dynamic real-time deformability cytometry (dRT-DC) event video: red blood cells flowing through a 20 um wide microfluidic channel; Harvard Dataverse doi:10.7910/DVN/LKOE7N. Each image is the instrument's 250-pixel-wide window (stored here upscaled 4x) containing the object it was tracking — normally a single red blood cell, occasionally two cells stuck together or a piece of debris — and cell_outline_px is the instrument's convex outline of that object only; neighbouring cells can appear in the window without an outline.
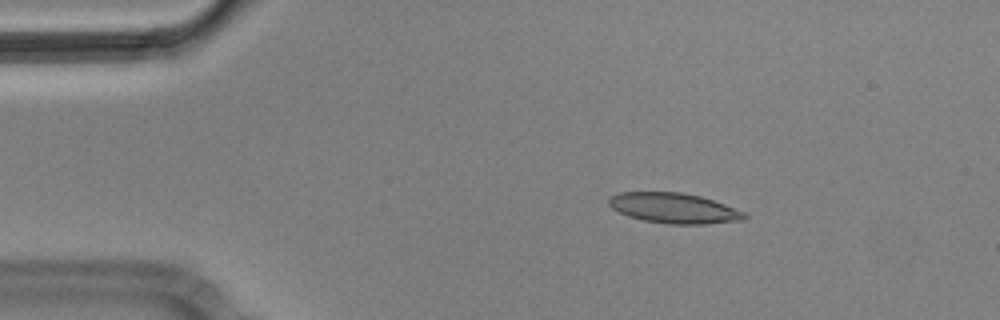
{"species": "Egyptian fruit bat (a non-hibernating species)", "species_latin": "Rousettus aegyptiacus", "temperature_condition": "cold", "stored_images_in_passage": 5, "camera_frame_rate_fps": 3000, "um_per_image_px": 0.085, "animal": {"sex": "male"}, "frame": {"image": 1, "passage_image": 3, "time_ms": 0.667, "image_size_px": [1000, 320], "cell_outline_px": [[748, 216], [744, 220], [704, 224], [668, 224], [644, 220], [628, 216], [612, 208], [608, 204], [608, 196], [620, 192], [680, 192], [700, 196], [748, 212]], "centroid_in_image_um": [57.3, 17.69], "position_along_channel_um": 27.7, "area_um2": 24.04}}
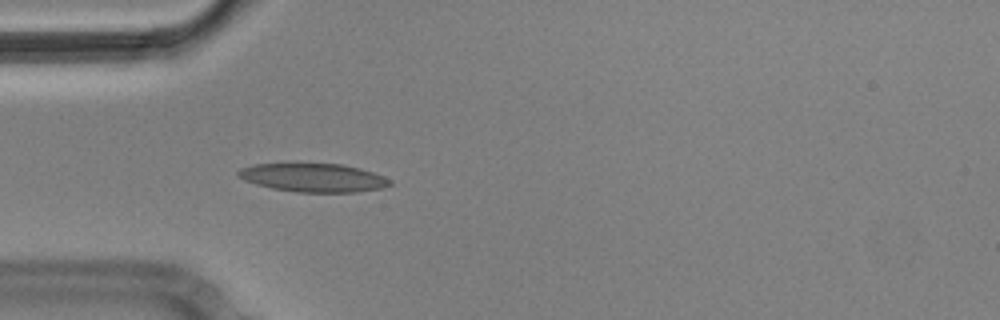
{"frame": {"image": 2, "passage_image": 5, "time_ms": 1.333, "image_size_px": [1000, 320], "cell_outline_px": [[392, 184], [380, 188], [356, 192], [296, 192], [272, 188], [256, 184], [244, 180], [236, 176], [236, 172], [240, 168], [256, 164], [344, 164], [360, 168], [384, 176], [392, 180]], "centroid_in_image_um": [26.63, 15.1], "position_along_channel_um": 58.4, "area_um2": 25.14}}